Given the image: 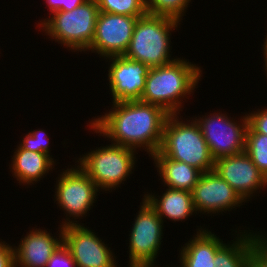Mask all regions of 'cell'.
<instances>
[{"label":"cell","instance_id":"obj_8","mask_svg":"<svg viewBox=\"0 0 267 267\" xmlns=\"http://www.w3.org/2000/svg\"><path fill=\"white\" fill-rule=\"evenodd\" d=\"M140 204L129 234V267H157L164 222L144 197Z\"/></svg>","mask_w":267,"mask_h":267},{"label":"cell","instance_id":"obj_21","mask_svg":"<svg viewBox=\"0 0 267 267\" xmlns=\"http://www.w3.org/2000/svg\"><path fill=\"white\" fill-rule=\"evenodd\" d=\"M245 152L267 179V135L257 133L249 124L246 130Z\"/></svg>","mask_w":267,"mask_h":267},{"label":"cell","instance_id":"obj_11","mask_svg":"<svg viewBox=\"0 0 267 267\" xmlns=\"http://www.w3.org/2000/svg\"><path fill=\"white\" fill-rule=\"evenodd\" d=\"M137 17L99 12L90 48L102 58L123 56L131 41Z\"/></svg>","mask_w":267,"mask_h":267},{"label":"cell","instance_id":"obj_7","mask_svg":"<svg viewBox=\"0 0 267 267\" xmlns=\"http://www.w3.org/2000/svg\"><path fill=\"white\" fill-rule=\"evenodd\" d=\"M58 176L54 201L66 214L61 226L79 224L77 219L87 216L86 213L94 206L100 190L78 164L77 168L75 164V167L67 168Z\"/></svg>","mask_w":267,"mask_h":267},{"label":"cell","instance_id":"obj_25","mask_svg":"<svg viewBox=\"0 0 267 267\" xmlns=\"http://www.w3.org/2000/svg\"><path fill=\"white\" fill-rule=\"evenodd\" d=\"M46 267H77L70 251L62 244L51 256Z\"/></svg>","mask_w":267,"mask_h":267},{"label":"cell","instance_id":"obj_26","mask_svg":"<svg viewBox=\"0 0 267 267\" xmlns=\"http://www.w3.org/2000/svg\"><path fill=\"white\" fill-rule=\"evenodd\" d=\"M248 124L260 134L267 135V108L259 109L251 113H247Z\"/></svg>","mask_w":267,"mask_h":267},{"label":"cell","instance_id":"obj_3","mask_svg":"<svg viewBox=\"0 0 267 267\" xmlns=\"http://www.w3.org/2000/svg\"><path fill=\"white\" fill-rule=\"evenodd\" d=\"M179 114H169L163 129L162 143L159 152L172 160L184 162L202 173L214 170L215 160L198 123L192 120L183 121Z\"/></svg>","mask_w":267,"mask_h":267},{"label":"cell","instance_id":"obj_23","mask_svg":"<svg viewBox=\"0 0 267 267\" xmlns=\"http://www.w3.org/2000/svg\"><path fill=\"white\" fill-rule=\"evenodd\" d=\"M99 12L140 18L147 14L144 0H96Z\"/></svg>","mask_w":267,"mask_h":267},{"label":"cell","instance_id":"obj_14","mask_svg":"<svg viewBox=\"0 0 267 267\" xmlns=\"http://www.w3.org/2000/svg\"><path fill=\"white\" fill-rule=\"evenodd\" d=\"M214 171L224 179L245 201L255 196L259 189L267 187V179L248 154L242 153L215 160ZM248 199V200H247Z\"/></svg>","mask_w":267,"mask_h":267},{"label":"cell","instance_id":"obj_18","mask_svg":"<svg viewBox=\"0 0 267 267\" xmlns=\"http://www.w3.org/2000/svg\"><path fill=\"white\" fill-rule=\"evenodd\" d=\"M143 197L155 209L163 222L166 217L174 222H182L190 216L197 214L193 205L191 191L167 188L162 193V196H157L155 193H146Z\"/></svg>","mask_w":267,"mask_h":267},{"label":"cell","instance_id":"obj_4","mask_svg":"<svg viewBox=\"0 0 267 267\" xmlns=\"http://www.w3.org/2000/svg\"><path fill=\"white\" fill-rule=\"evenodd\" d=\"M181 24L175 19L146 14L137 19L124 57L159 67L174 62L171 57V32ZM171 57V58H170Z\"/></svg>","mask_w":267,"mask_h":267},{"label":"cell","instance_id":"obj_29","mask_svg":"<svg viewBox=\"0 0 267 267\" xmlns=\"http://www.w3.org/2000/svg\"><path fill=\"white\" fill-rule=\"evenodd\" d=\"M249 267H267V256L256 245L251 248Z\"/></svg>","mask_w":267,"mask_h":267},{"label":"cell","instance_id":"obj_20","mask_svg":"<svg viewBox=\"0 0 267 267\" xmlns=\"http://www.w3.org/2000/svg\"><path fill=\"white\" fill-rule=\"evenodd\" d=\"M243 231L235 234L237 237L232 244L227 242L216 252L215 267H249L250 252L255 243L253 232H249L252 230Z\"/></svg>","mask_w":267,"mask_h":267},{"label":"cell","instance_id":"obj_31","mask_svg":"<svg viewBox=\"0 0 267 267\" xmlns=\"http://www.w3.org/2000/svg\"><path fill=\"white\" fill-rule=\"evenodd\" d=\"M263 46V50H262V53H263V56H264V69H265V72L267 71V35H266V38H265V41H264V44L262 45ZM267 74V72H266Z\"/></svg>","mask_w":267,"mask_h":267},{"label":"cell","instance_id":"obj_16","mask_svg":"<svg viewBox=\"0 0 267 267\" xmlns=\"http://www.w3.org/2000/svg\"><path fill=\"white\" fill-rule=\"evenodd\" d=\"M180 250L179 267H215L216 252L225 244L215 233L200 226ZM178 267V266H177Z\"/></svg>","mask_w":267,"mask_h":267},{"label":"cell","instance_id":"obj_5","mask_svg":"<svg viewBox=\"0 0 267 267\" xmlns=\"http://www.w3.org/2000/svg\"><path fill=\"white\" fill-rule=\"evenodd\" d=\"M99 8L96 0H87L71 11H55L38 23L39 28L72 52L87 51L95 34Z\"/></svg>","mask_w":267,"mask_h":267},{"label":"cell","instance_id":"obj_22","mask_svg":"<svg viewBox=\"0 0 267 267\" xmlns=\"http://www.w3.org/2000/svg\"><path fill=\"white\" fill-rule=\"evenodd\" d=\"M191 0H144L146 12L150 15L163 16L179 22Z\"/></svg>","mask_w":267,"mask_h":267},{"label":"cell","instance_id":"obj_1","mask_svg":"<svg viewBox=\"0 0 267 267\" xmlns=\"http://www.w3.org/2000/svg\"><path fill=\"white\" fill-rule=\"evenodd\" d=\"M111 108L105 115L94 117L87 125L89 130L110 138L112 144L136 151L143 148L151 157L159 151L169 115L162 107L136 100L113 102Z\"/></svg>","mask_w":267,"mask_h":267},{"label":"cell","instance_id":"obj_12","mask_svg":"<svg viewBox=\"0 0 267 267\" xmlns=\"http://www.w3.org/2000/svg\"><path fill=\"white\" fill-rule=\"evenodd\" d=\"M196 213L223 214L240 207L245 201L214 170L202 173L191 191Z\"/></svg>","mask_w":267,"mask_h":267},{"label":"cell","instance_id":"obj_28","mask_svg":"<svg viewBox=\"0 0 267 267\" xmlns=\"http://www.w3.org/2000/svg\"><path fill=\"white\" fill-rule=\"evenodd\" d=\"M0 267H15L14 247L0 240Z\"/></svg>","mask_w":267,"mask_h":267},{"label":"cell","instance_id":"obj_2","mask_svg":"<svg viewBox=\"0 0 267 267\" xmlns=\"http://www.w3.org/2000/svg\"><path fill=\"white\" fill-rule=\"evenodd\" d=\"M201 76V67L186 59L176 58L167 65L151 67L140 101L158 105L168 114H180L183 100L189 99Z\"/></svg>","mask_w":267,"mask_h":267},{"label":"cell","instance_id":"obj_19","mask_svg":"<svg viewBox=\"0 0 267 267\" xmlns=\"http://www.w3.org/2000/svg\"><path fill=\"white\" fill-rule=\"evenodd\" d=\"M153 158L163 186L175 190L192 191L202 172L188 164L172 160L157 151Z\"/></svg>","mask_w":267,"mask_h":267},{"label":"cell","instance_id":"obj_30","mask_svg":"<svg viewBox=\"0 0 267 267\" xmlns=\"http://www.w3.org/2000/svg\"><path fill=\"white\" fill-rule=\"evenodd\" d=\"M257 233L253 231L254 243L267 256V236L260 234L259 231Z\"/></svg>","mask_w":267,"mask_h":267},{"label":"cell","instance_id":"obj_27","mask_svg":"<svg viewBox=\"0 0 267 267\" xmlns=\"http://www.w3.org/2000/svg\"><path fill=\"white\" fill-rule=\"evenodd\" d=\"M85 1L87 0H46L45 2L48 4L46 8L48 7L52 14L55 11H71Z\"/></svg>","mask_w":267,"mask_h":267},{"label":"cell","instance_id":"obj_13","mask_svg":"<svg viewBox=\"0 0 267 267\" xmlns=\"http://www.w3.org/2000/svg\"><path fill=\"white\" fill-rule=\"evenodd\" d=\"M105 59L111 62L108 80L112 103L140 100L150 67L124 56H111Z\"/></svg>","mask_w":267,"mask_h":267},{"label":"cell","instance_id":"obj_9","mask_svg":"<svg viewBox=\"0 0 267 267\" xmlns=\"http://www.w3.org/2000/svg\"><path fill=\"white\" fill-rule=\"evenodd\" d=\"M229 117L226 113L215 112L194 118L214 160L245 151L248 116H241L240 122Z\"/></svg>","mask_w":267,"mask_h":267},{"label":"cell","instance_id":"obj_6","mask_svg":"<svg viewBox=\"0 0 267 267\" xmlns=\"http://www.w3.org/2000/svg\"><path fill=\"white\" fill-rule=\"evenodd\" d=\"M136 150L109 144L85 153L76 161L79 167L103 191L115 190L133 173L137 159Z\"/></svg>","mask_w":267,"mask_h":267},{"label":"cell","instance_id":"obj_10","mask_svg":"<svg viewBox=\"0 0 267 267\" xmlns=\"http://www.w3.org/2000/svg\"><path fill=\"white\" fill-rule=\"evenodd\" d=\"M83 225V226H82ZM63 228V244L70 251L77 267H117L113 251L84 224Z\"/></svg>","mask_w":267,"mask_h":267},{"label":"cell","instance_id":"obj_17","mask_svg":"<svg viewBox=\"0 0 267 267\" xmlns=\"http://www.w3.org/2000/svg\"><path fill=\"white\" fill-rule=\"evenodd\" d=\"M17 146L9 168L11 167L12 175L19 181V185L36 184L56 165V160L45 153L34 152Z\"/></svg>","mask_w":267,"mask_h":267},{"label":"cell","instance_id":"obj_24","mask_svg":"<svg viewBox=\"0 0 267 267\" xmlns=\"http://www.w3.org/2000/svg\"><path fill=\"white\" fill-rule=\"evenodd\" d=\"M23 137L24 138L22 139V141L20 140L19 142V146L22 149L45 153L52 157V155H50V139L44 129H36L34 131L28 132Z\"/></svg>","mask_w":267,"mask_h":267},{"label":"cell","instance_id":"obj_15","mask_svg":"<svg viewBox=\"0 0 267 267\" xmlns=\"http://www.w3.org/2000/svg\"><path fill=\"white\" fill-rule=\"evenodd\" d=\"M58 229L57 237L46 229H30L19 245L14 246L15 267H46L52 254L63 244V228L60 225Z\"/></svg>","mask_w":267,"mask_h":267}]
</instances>
